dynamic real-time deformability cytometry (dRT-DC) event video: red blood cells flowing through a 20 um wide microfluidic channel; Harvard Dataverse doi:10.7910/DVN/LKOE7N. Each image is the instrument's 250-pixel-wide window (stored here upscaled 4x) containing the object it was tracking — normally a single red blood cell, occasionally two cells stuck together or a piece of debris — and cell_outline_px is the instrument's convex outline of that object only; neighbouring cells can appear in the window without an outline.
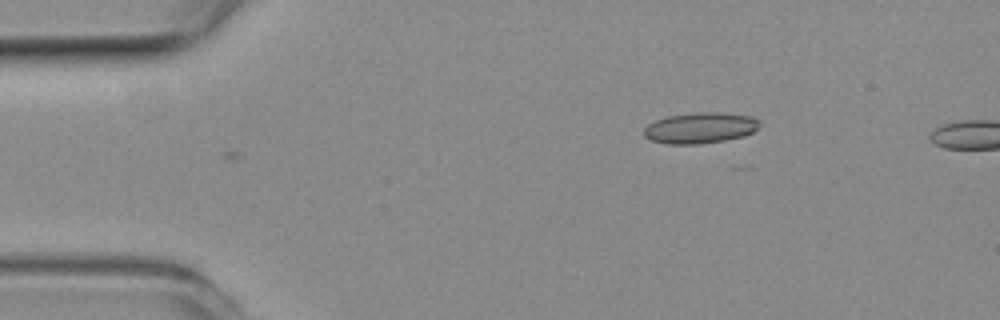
{"species": "common noctule bat (a hibernating species)", "species_latin": "Nyctalus noctula", "temperature_condition": "room temperature", "stored_images_in_passage": 4, "camera_frame_rate_fps": 3000, "um_per_image_px": 0.085, "animal": {"sex": "female", "body_mass_g": 19.3, "forearm_length_mm": 54.1}, "frame": {"image": 1, "passage_image": 4, "time_ms": 1.0, "image_size_px": [1000, 320], "cell_outline_px": [[760, 128], [744, 136], [724, 140], [700, 144], [668, 144], [652, 140], [644, 136], [644, 128], [648, 124], [656, 120], [668, 116], [700, 112], [716, 112], [752, 116], [760, 120]], "centroid_in_image_um": [59.55, 10.87], "position_along_channel_um": 25.5, "area_um2": 20.81}}